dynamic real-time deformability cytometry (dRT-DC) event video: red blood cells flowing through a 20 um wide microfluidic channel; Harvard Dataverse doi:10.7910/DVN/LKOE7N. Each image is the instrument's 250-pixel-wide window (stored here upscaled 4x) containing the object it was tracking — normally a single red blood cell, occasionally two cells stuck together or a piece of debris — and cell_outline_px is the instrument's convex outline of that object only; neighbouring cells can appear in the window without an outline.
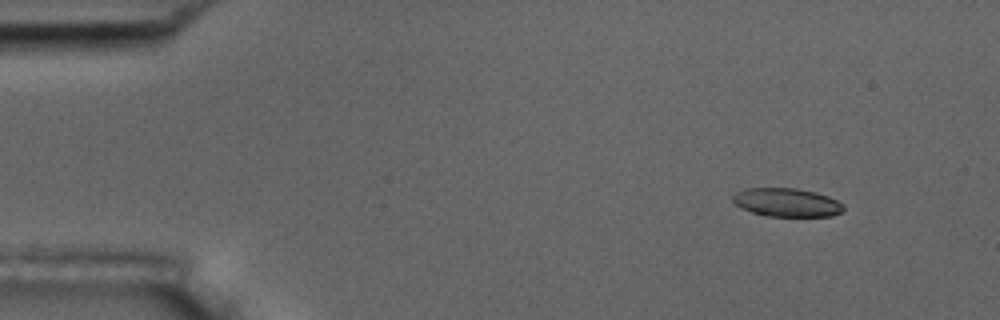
{"species": "common noctule bat (a hibernating species)", "species_latin": "Nyctalus noctula", "temperature_condition": "room temperature", "stored_images_in_passage": 4, "camera_frame_rate_fps": 3000, "um_per_image_px": 0.085, "animal": {"sex": "male", "body_mass_g": 17.5, "forearm_length_mm": 52.3}, "frame": {"image": 1, "passage_image": 1, "time_ms": 0.0, "image_size_px": [1000, 320], "cell_outline_px": [[844, 208], [840, 212], [832, 216], [768, 216], [752, 212], [740, 208], [732, 200], [732, 196], [736, 192], [744, 188], [796, 188], [816, 192], [828, 196], [844, 204]], "centroid_in_image_um": [66.86, 17.2], "position_along_channel_um": 18.1, "area_um2": 18.44}}
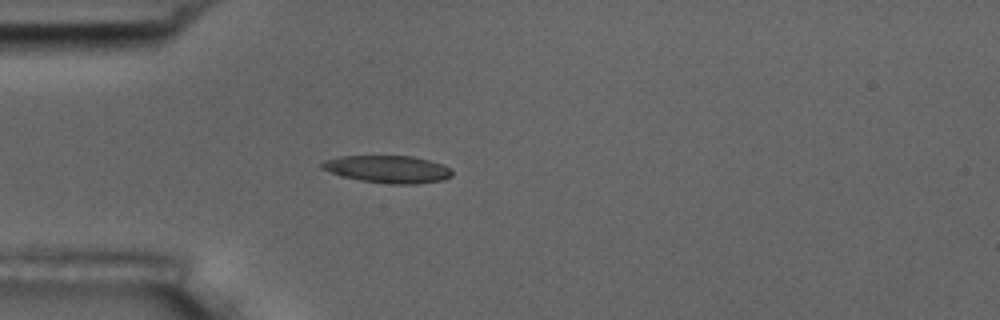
{"frame": {"image": 2, "passage_image": 4, "time_ms": 3.333, "image_size_px": [1000, 320], "cell_outline_px": [[452, 176], [444, 180], [416, 184], [392, 184], [364, 180], [340, 176], [320, 168], [320, 164], [324, 160], [340, 156], [412, 156], [444, 164], [452, 172]], "centroid_in_image_um": [32.96, 14.38], "position_along_channel_um": 52.0, "area_um2": 20.75}}